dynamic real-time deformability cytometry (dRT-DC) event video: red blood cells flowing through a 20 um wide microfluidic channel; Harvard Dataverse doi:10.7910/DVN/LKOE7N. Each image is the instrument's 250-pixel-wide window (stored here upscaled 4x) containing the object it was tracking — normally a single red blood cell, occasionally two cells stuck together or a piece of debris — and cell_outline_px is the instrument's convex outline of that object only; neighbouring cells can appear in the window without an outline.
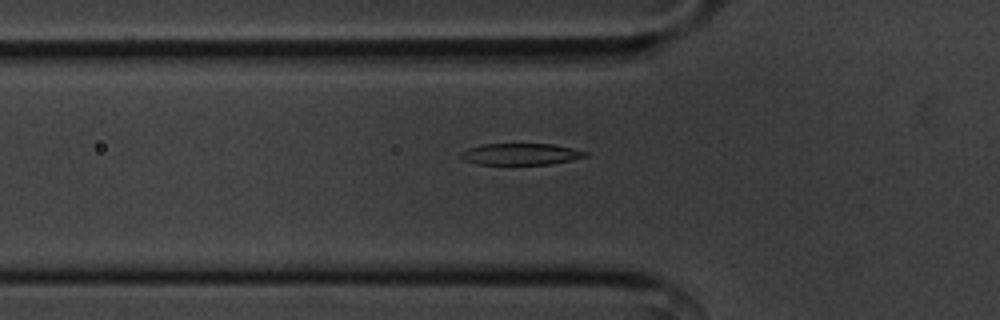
{"species": "common noctule bat (a hibernating species)", "species_latin": "Nyctalus noctula", "temperature_condition": "cold", "stored_images_in_passage": 50, "camera_frame_rate_fps": 3000, "um_per_image_px": 0.085, "animal": {"sex": "male", "body_mass_g": 20.1, "forearm_length_mm": 53.5}, "frame": {"image": 1, "passage_image": 13, "time_ms": 4.0, "image_size_px": [1000, 320], "cell_outline_px": [[588, 156], [572, 160], [548, 164], [480, 164], [464, 160], [460, 156], [460, 152], [468, 148], [480, 144], [552, 144], [572, 148], [588, 152]], "centroid_in_image_um": [44.26, 13.09], "position_along_channel_um": 81.5, "area_um2": 15.55}}
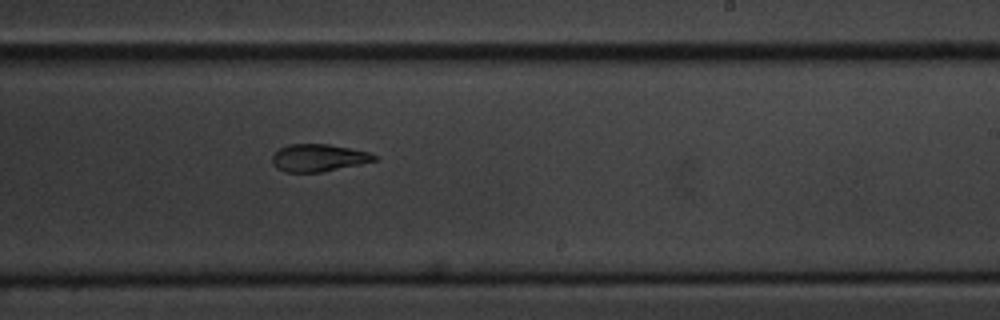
{"frame": {"image": 2, "passage_image": 28, "time_ms": 9.0, "image_size_px": [1000, 320], "cell_outline_px": [[376, 160], [360, 164], [320, 172], [284, 172], [276, 168], [272, 164], [272, 156], [280, 148], [288, 144], [328, 144], [368, 152], [376, 156]], "centroid_in_image_um": [27.01, 13.42], "position_along_channel_um": 262.0, "area_um2": 16.13}}
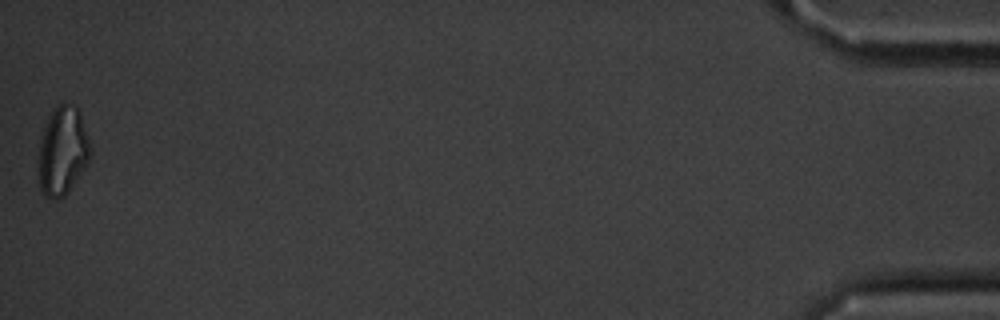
{"frame": {"image": 3, "passage_image": 50, "time_ms": 16.333, "image_size_px": [1000, 320], "cell_outline_px": [[92, 152], [84, 168], [68, 192], [64, 196], [56, 200], [52, 200], [44, 196], [40, 192], [36, 180], [40, 140], [48, 116], [60, 104], [76, 104], [80, 112], [92, 148]], "centroid_in_image_um": [5.29, 12.89], "position_along_channel_um": 429.9, "area_um2": 27.34}, "authors_computed_cell_mechanics": {"area_um2": 17.2822, "velocity_mm_per_s": 3.5895, "shape_relaxation_time_tau1_ms": 5.5148, "shape_relaxation_time_tau2_ms": 2.9695, "deformation_change_tau1": 0.2023, "deformation_change_tau2": 0.1089}}